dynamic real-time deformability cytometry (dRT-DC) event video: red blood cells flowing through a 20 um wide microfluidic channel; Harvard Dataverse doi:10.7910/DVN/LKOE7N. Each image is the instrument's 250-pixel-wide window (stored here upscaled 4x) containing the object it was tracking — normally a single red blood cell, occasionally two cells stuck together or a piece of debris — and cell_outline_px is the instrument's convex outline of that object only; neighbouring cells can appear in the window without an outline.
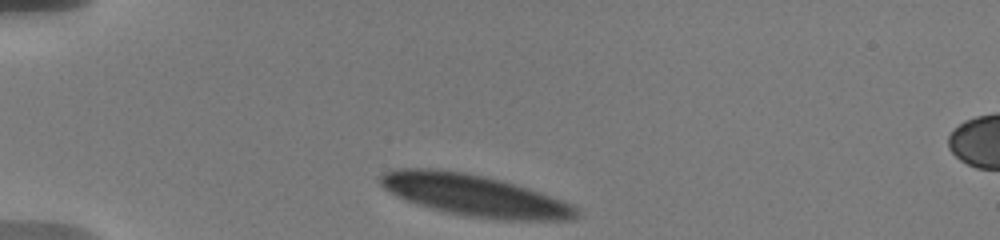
{"species": "human", "species_latin": "Homo sapiens", "temperature_condition": "warm", "stored_images_in_passage": 38, "camera_frame_rate_fps": 3000, "um_per_image_px": 0.085, "donor": {"sex": "male"}, "frame": {"image": 1, "passage_image": 1, "time_ms": 0.0, "image_size_px": [1000, 240], "cell_outline_px": [[580, 216], [572, 220], [492, 220], [464, 216], [444, 212], [408, 200], [384, 188], [380, 184], [380, 176], [384, 172], [400, 168], [428, 168], [464, 172], [484, 176], [500, 180], [540, 192], [560, 200], [576, 208], [580, 212]], "centroid_in_image_um": [40.35, 16.62], "position_along_channel_um": 44.6, "area_um2": 47.05}}
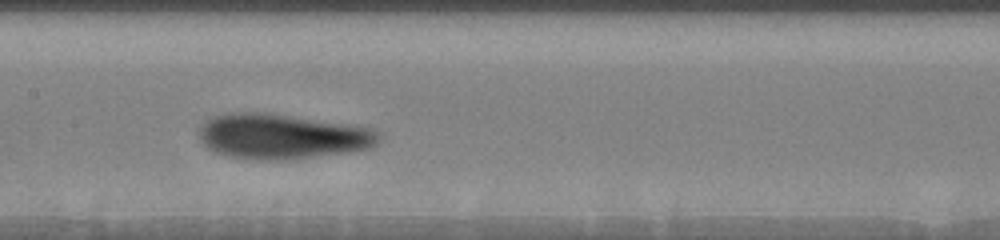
{"frame": {"image": 2, "passage_image": 15, "time_ms": 5.0, "image_size_px": [1000, 240], "cell_outline_px": [[380, 140], [372, 148], [348, 152], [284, 160], [256, 160], [228, 156], [216, 152], [208, 148], [204, 144], [200, 136], [200, 124], [204, 120], [212, 116], [228, 112], [264, 112], [352, 124], [372, 128], [380, 132]], "centroid_in_image_um": [23.98, 11.58], "position_along_channel_um": 183.4, "area_um2": 47.69}}
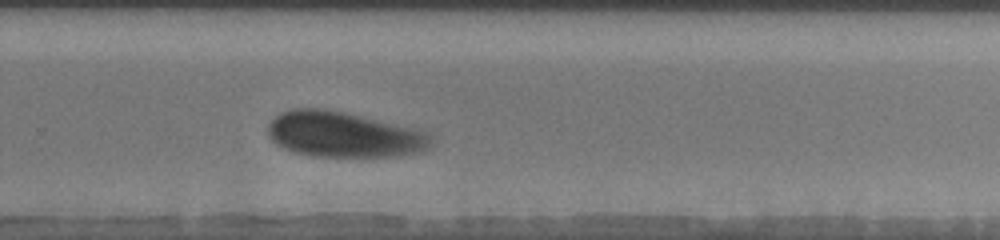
{"frame": {"image": 3, "passage_image": 25, "time_ms": 8.333, "image_size_px": [1000, 240], "cell_outline_px": [[432, 144], [428, 148], [416, 152], [400, 156], [360, 160], [316, 156], [292, 152], [276, 144], [268, 136], [268, 124], [280, 112], [292, 108], [324, 108], [344, 112], [420, 128], [428, 132], [432, 136]], "centroid_in_image_um": [29.27, 11.47], "position_along_channel_um": 300.5, "area_um2": 44.91}, "authors_computed_cell_mechanics": {"area_um2": 45.7487, "velocity_mm_per_s": 3.528, "shape_relaxation_time_tau1_ms": 4.0794, "shape_relaxation_time_tau2_ms": null, "deformation_change_tau1": 0.1167, "deformation_change_tau2": null}}